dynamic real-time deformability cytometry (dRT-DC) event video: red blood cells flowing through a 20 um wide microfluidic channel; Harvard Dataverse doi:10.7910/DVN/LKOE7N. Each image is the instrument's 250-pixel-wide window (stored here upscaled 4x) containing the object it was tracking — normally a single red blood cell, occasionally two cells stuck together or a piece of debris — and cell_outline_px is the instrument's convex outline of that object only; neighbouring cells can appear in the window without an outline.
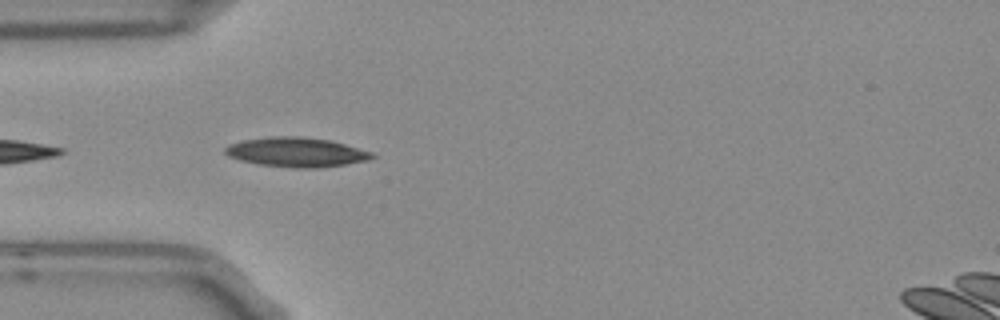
{"species": "Egyptian fruit bat (a non-hibernating species)", "species_latin": "Rousettus aegyptiacus", "temperature_condition": "room temperature", "stored_images_in_passage": 8, "camera_frame_rate_fps": 3000, "um_per_image_px": 0.085, "frame": {"image": 1, "passage_image": 4, "time_ms": 1.0, "image_size_px": [1000, 320], "cell_outline_px": [[376, 156], [368, 160], [344, 164], [316, 168], [296, 168], [260, 164], [240, 160], [228, 156], [224, 152], [224, 148], [232, 144], [244, 140], [268, 136], [300, 136], [328, 140], [344, 144], [372, 152]], "centroid_in_image_um": [25.18, 12.93], "position_along_channel_um": 59.8, "area_um2": 24.97}}
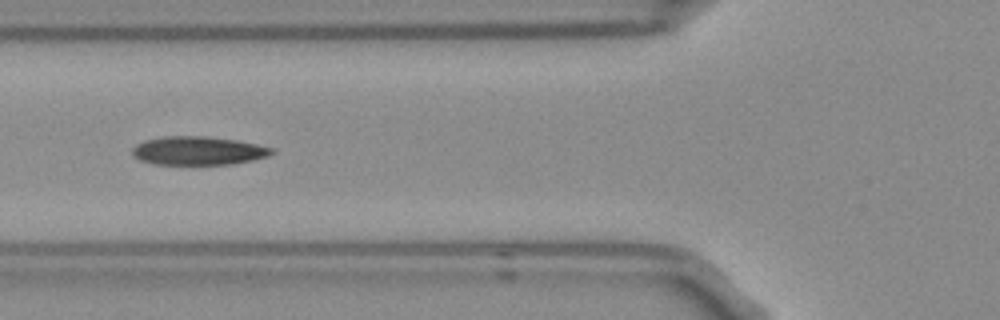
{"frame": {"image": 2, "passage_image": 5, "time_ms": 1.333, "image_size_px": [1000, 320], "cell_outline_px": [[276, 152], [268, 156], [252, 160], [232, 164], [152, 164], [140, 160], [132, 152], [132, 148], [136, 144], [144, 140], [164, 136], [208, 136], [236, 140], [256, 144], [272, 148]], "centroid_in_image_um": [16.84, 12.8], "position_along_channel_um": 109.0, "area_um2": 23.18}}